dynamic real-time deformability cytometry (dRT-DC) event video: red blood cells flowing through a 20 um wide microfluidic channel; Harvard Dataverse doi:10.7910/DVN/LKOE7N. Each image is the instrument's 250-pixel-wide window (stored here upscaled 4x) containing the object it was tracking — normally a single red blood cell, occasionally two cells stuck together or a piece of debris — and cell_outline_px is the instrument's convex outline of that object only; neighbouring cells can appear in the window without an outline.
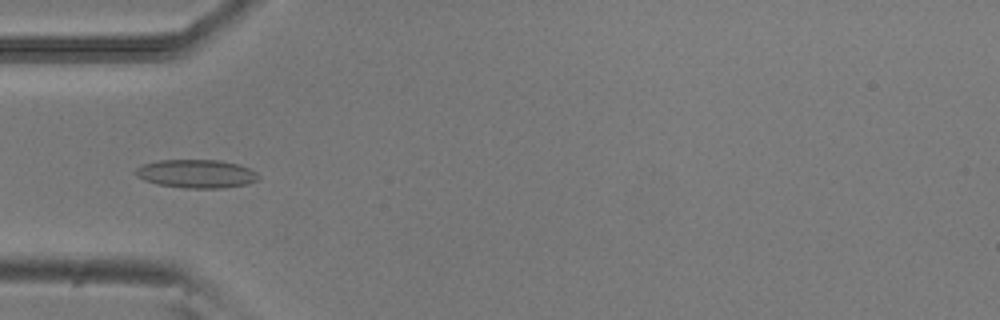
{"species": "common noctule bat (a hibernating species)", "species_latin": "Nyctalus noctula", "temperature_condition": "room temperature", "stored_images_in_passage": 7, "camera_frame_rate_fps": 3000, "um_per_image_px": 0.085, "animal": {"sex": "male", "body_mass_g": 20.5, "forearm_length_mm": 52.5}, "frame": {"image": 1, "passage_image": 4, "time_ms": 1.0, "image_size_px": [1000, 320], "cell_outline_px": [[260, 176], [256, 180], [244, 184], [220, 188], [184, 188], [156, 184], [144, 180], [136, 176], [132, 172], [136, 168], [144, 164], [160, 160], [220, 160], [240, 164], [256, 172]], "centroid_in_image_um": [16.65, 14.76], "position_along_channel_um": 68.4, "area_um2": 20.35}}
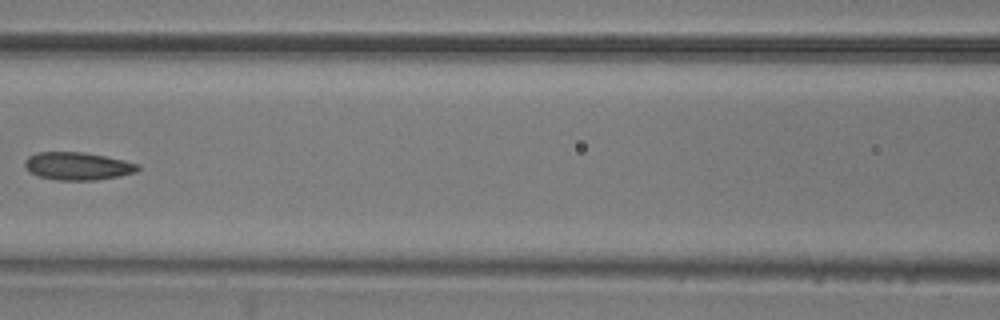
{"frame": {"image": 2, "passage_image": 6, "time_ms": 1.667, "image_size_px": [1000, 320], "cell_outline_px": [[140, 168], [136, 172], [120, 176], [96, 180], [56, 180], [40, 176], [28, 172], [24, 164], [24, 160], [28, 156], [36, 152], [80, 152], [104, 156], [124, 160], [140, 164]], "centroid_in_image_um": [6.59, 14.12], "position_along_channel_um": 160.0, "area_um2": 18.38}}
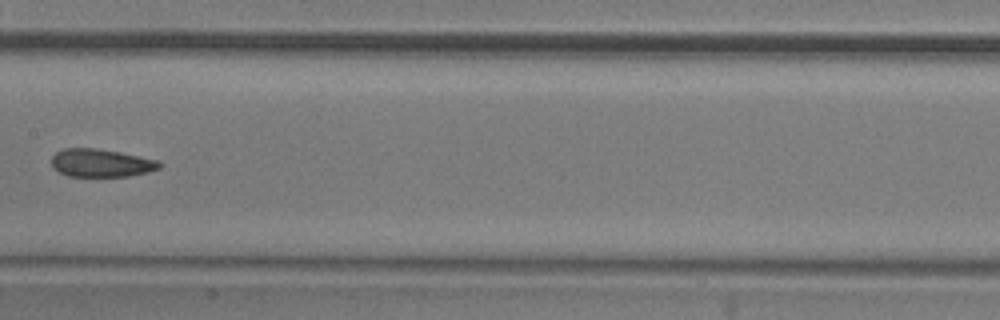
{"frame": {"image": 3, "passage_image": 7, "time_ms": 2.0, "image_size_px": [1000, 320], "cell_outline_px": [[164, 164], [160, 168], [148, 172], [128, 176], [68, 176], [52, 168], [52, 156], [56, 152], [64, 148], [96, 148], [120, 152], [160, 160]], "centroid_in_image_um": [8.62, 13.85], "position_along_channel_um": 198.8, "area_um2": 17.74}}